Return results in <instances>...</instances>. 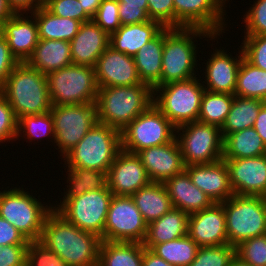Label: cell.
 Here are the masks:
<instances>
[{
    "instance_id": "47",
    "label": "cell",
    "mask_w": 266,
    "mask_h": 266,
    "mask_svg": "<svg viewBox=\"0 0 266 266\" xmlns=\"http://www.w3.org/2000/svg\"><path fill=\"white\" fill-rule=\"evenodd\" d=\"M244 17L246 35H266V0H257Z\"/></svg>"
},
{
    "instance_id": "3",
    "label": "cell",
    "mask_w": 266,
    "mask_h": 266,
    "mask_svg": "<svg viewBox=\"0 0 266 266\" xmlns=\"http://www.w3.org/2000/svg\"><path fill=\"white\" fill-rule=\"evenodd\" d=\"M153 88L148 84L98 89L97 122L120 132L153 104Z\"/></svg>"
},
{
    "instance_id": "46",
    "label": "cell",
    "mask_w": 266,
    "mask_h": 266,
    "mask_svg": "<svg viewBox=\"0 0 266 266\" xmlns=\"http://www.w3.org/2000/svg\"><path fill=\"white\" fill-rule=\"evenodd\" d=\"M44 6L59 17L76 19L81 23L92 20L78 0H45Z\"/></svg>"
},
{
    "instance_id": "40",
    "label": "cell",
    "mask_w": 266,
    "mask_h": 266,
    "mask_svg": "<svg viewBox=\"0 0 266 266\" xmlns=\"http://www.w3.org/2000/svg\"><path fill=\"white\" fill-rule=\"evenodd\" d=\"M17 129H18V134L17 137L19 136V133L21 134L20 131L23 129V133L25 132V135L27 138H32L35 137H42L45 135H51L54 138V125H53V118L51 112H47L44 114H39V115H26L18 119L17 123Z\"/></svg>"
},
{
    "instance_id": "9",
    "label": "cell",
    "mask_w": 266,
    "mask_h": 266,
    "mask_svg": "<svg viewBox=\"0 0 266 266\" xmlns=\"http://www.w3.org/2000/svg\"><path fill=\"white\" fill-rule=\"evenodd\" d=\"M46 207L20 188L0 192V217L11 223L28 241L40 240L45 220L54 209Z\"/></svg>"
},
{
    "instance_id": "56",
    "label": "cell",
    "mask_w": 266,
    "mask_h": 266,
    "mask_svg": "<svg viewBox=\"0 0 266 266\" xmlns=\"http://www.w3.org/2000/svg\"><path fill=\"white\" fill-rule=\"evenodd\" d=\"M85 13L92 19L96 14L101 0H78Z\"/></svg>"
},
{
    "instance_id": "45",
    "label": "cell",
    "mask_w": 266,
    "mask_h": 266,
    "mask_svg": "<svg viewBox=\"0 0 266 266\" xmlns=\"http://www.w3.org/2000/svg\"><path fill=\"white\" fill-rule=\"evenodd\" d=\"M118 0H101L100 6L92 20L109 35L122 25L118 14Z\"/></svg>"
},
{
    "instance_id": "54",
    "label": "cell",
    "mask_w": 266,
    "mask_h": 266,
    "mask_svg": "<svg viewBox=\"0 0 266 266\" xmlns=\"http://www.w3.org/2000/svg\"><path fill=\"white\" fill-rule=\"evenodd\" d=\"M253 128L261 136L264 144L266 145V103L261 107Z\"/></svg>"
},
{
    "instance_id": "18",
    "label": "cell",
    "mask_w": 266,
    "mask_h": 266,
    "mask_svg": "<svg viewBox=\"0 0 266 266\" xmlns=\"http://www.w3.org/2000/svg\"><path fill=\"white\" fill-rule=\"evenodd\" d=\"M94 68L98 88L146 84L139 78L134 57L110 46L100 55Z\"/></svg>"
},
{
    "instance_id": "23",
    "label": "cell",
    "mask_w": 266,
    "mask_h": 266,
    "mask_svg": "<svg viewBox=\"0 0 266 266\" xmlns=\"http://www.w3.org/2000/svg\"><path fill=\"white\" fill-rule=\"evenodd\" d=\"M26 18L23 14H14L0 27V34L19 62L28 60L39 41L36 21Z\"/></svg>"
},
{
    "instance_id": "33",
    "label": "cell",
    "mask_w": 266,
    "mask_h": 266,
    "mask_svg": "<svg viewBox=\"0 0 266 266\" xmlns=\"http://www.w3.org/2000/svg\"><path fill=\"white\" fill-rule=\"evenodd\" d=\"M143 243L102 241L98 266H143Z\"/></svg>"
},
{
    "instance_id": "27",
    "label": "cell",
    "mask_w": 266,
    "mask_h": 266,
    "mask_svg": "<svg viewBox=\"0 0 266 266\" xmlns=\"http://www.w3.org/2000/svg\"><path fill=\"white\" fill-rule=\"evenodd\" d=\"M26 63L44 75L73 64L70 42L63 40L39 39Z\"/></svg>"
},
{
    "instance_id": "39",
    "label": "cell",
    "mask_w": 266,
    "mask_h": 266,
    "mask_svg": "<svg viewBox=\"0 0 266 266\" xmlns=\"http://www.w3.org/2000/svg\"><path fill=\"white\" fill-rule=\"evenodd\" d=\"M236 256V247L226 244L199 247L195 259L189 266H229Z\"/></svg>"
},
{
    "instance_id": "38",
    "label": "cell",
    "mask_w": 266,
    "mask_h": 266,
    "mask_svg": "<svg viewBox=\"0 0 266 266\" xmlns=\"http://www.w3.org/2000/svg\"><path fill=\"white\" fill-rule=\"evenodd\" d=\"M70 181L65 197H76L87 191H95L107 186V173L80 167H68ZM71 187V188H70Z\"/></svg>"
},
{
    "instance_id": "28",
    "label": "cell",
    "mask_w": 266,
    "mask_h": 266,
    "mask_svg": "<svg viewBox=\"0 0 266 266\" xmlns=\"http://www.w3.org/2000/svg\"><path fill=\"white\" fill-rule=\"evenodd\" d=\"M188 221L189 214L173 207L159 219L148 223L143 246L151 249L154 245L186 236Z\"/></svg>"
},
{
    "instance_id": "37",
    "label": "cell",
    "mask_w": 266,
    "mask_h": 266,
    "mask_svg": "<svg viewBox=\"0 0 266 266\" xmlns=\"http://www.w3.org/2000/svg\"><path fill=\"white\" fill-rule=\"evenodd\" d=\"M234 96L205 90L201 99L198 121L221 128L230 112Z\"/></svg>"
},
{
    "instance_id": "6",
    "label": "cell",
    "mask_w": 266,
    "mask_h": 266,
    "mask_svg": "<svg viewBox=\"0 0 266 266\" xmlns=\"http://www.w3.org/2000/svg\"><path fill=\"white\" fill-rule=\"evenodd\" d=\"M228 244L236 247L241 242L266 234V198L236 195L222 202Z\"/></svg>"
},
{
    "instance_id": "25",
    "label": "cell",
    "mask_w": 266,
    "mask_h": 266,
    "mask_svg": "<svg viewBox=\"0 0 266 266\" xmlns=\"http://www.w3.org/2000/svg\"><path fill=\"white\" fill-rule=\"evenodd\" d=\"M163 184L173 207L189 215L204 210L213 204L211 199L192 183L185 170Z\"/></svg>"
},
{
    "instance_id": "2",
    "label": "cell",
    "mask_w": 266,
    "mask_h": 266,
    "mask_svg": "<svg viewBox=\"0 0 266 266\" xmlns=\"http://www.w3.org/2000/svg\"><path fill=\"white\" fill-rule=\"evenodd\" d=\"M0 93L9 102L17 120L26 115L47 113L53 106L47 75L26 62H20L12 70Z\"/></svg>"
},
{
    "instance_id": "14",
    "label": "cell",
    "mask_w": 266,
    "mask_h": 266,
    "mask_svg": "<svg viewBox=\"0 0 266 266\" xmlns=\"http://www.w3.org/2000/svg\"><path fill=\"white\" fill-rule=\"evenodd\" d=\"M147 226L131 196L113 195L105 221L103 241L143 243Z\"/></svg>"
},
{
    "instance_id": "49",
    "label": "cell",
    "mask_w": 266,
    "mask_h": 266,
    "mask_svg": "<svg viewBox=\"0 0 266 266\" xmlns=\"http://www.w3.org/2000/svg\"><path fill=\"white\" fill-rule=\"evenodd\" d=\"M148 15L163 27L174 28L173 0H148Z\"/></svg>"
},
{
    "instance_id": "10",
    "label": "cell",
    "mask_w": 266,
    "mask_h": 266,
    "mask_svg": "<svg viewBox=\"0 0 266 266\" xmlns=\"http://www.w3.org/2000/svg\"><path fill=\"white\" fill-rule=\"evenodd\" d=\"M113 193L108 186L76 197H63L54 209L79 229L98 235L103 241L105 221Z\"/></svg>"
},
{
    "instance_id": "30",
    "label": "cell",
    "mask_w": 266,
    "mask_h": 266,
    "mask_svg": "<svg viewBox=\"0 0 266 266\" xmlns=\"http://www.w3.org/2000/svg\"><path fill=\"white\" fill-rule=\"evenodd\" d=\"M131 197L147 224L159 219L173 208L163 183L151 182Z\"/></svg>"
},
{
    "instance_id": "41",
    "label": "cell",
    "mask_w": 266,
    "mask_h": 266,
    "mask_svg": "<svg viewBox=\"0 0 266 266\" xmlns=\"http://www.w3.org/2000/svg\"><path fill=\"white\" fill-rule=\"evenodd\" d=\"M236 256L251 266H266V234L241 242Z\"/></svg>"
},
{
    "instance_id": "22",
    "label": "cell",
    "mask_w": 266,
    "mask_h": 266,
    "mask_svg": "<svg viewBox=\"0 0 266 266\" xmlns=\"http://www.w3.org/2000/svg\"><path fill=\"white\" fill-rule=\"evenodd\" d=\"M109 41L110 35L93 20L81 23L70 41L73 64L95 67L100 55L109 47Z\"/></svg>"
},
{
    "instance_id": "11",
    "label": "cell",
    "mask_w": 266,
    "mask_h": 266,
    "mask_svg": "<svg viewBox=\"0 0 266 266\" xmlns=\"http://www.w3.org/2000/svg\"><path fill=\"white\" fill-rule=\"evenodd\" d=\"M176 127L152 104L121 131V149L137 153L176 138Z\"/></svg>"
},
{
    "instance_id": "24",
    "label": "cell",
    "mask_w": 266,
    "mask_h": 266,
    "mask_svg": "<svg viewBox=\"0 0 266 266\" xmlns=\"http://www.w3.org/2000/svg\"><path fill=\"white\" fill-rule=\"evenodd\" d=\"M207 61L206 82L207 88L205 90L215 93H226L234 95L237 81V72L244 58L243 50L238 59L230 57L224 50H215Z\"/></svg>"
},
{
    "instance_id": "34",
    "label": "cell",
    "mask_w": 266,
    "mask_h": 266,
    "mask_svg": "<svg viewBox=\"0 0 266 266\" xmlns=\"http://www.w3.org/2000/svg\"><path fill=\"white\" fill-rule=\"evenodd\" d=\"M265 103L261 99L234 96L230 112L221 127L223 139L228 134L253 127L258 113Z\"/></svg>"
},
{
    "instance_id": "16",
    "label": "cell",
    "mask_w": 266,
    "mask_h": 266,
    "mask_svg": "<svg viewBox=\"0 0 266 266\" xmlns=\"http://www.w3.org/2000/svg\"><path fill=\"white\" fill-rule=\"evenodd\" d=\"M151 180L135 153L121 149L107 172V186L116 196H132Z\"/></svg>"
},
{
    "instance_id": "32",
    "label": "cell",
    "mask_w": 266,
    "mask_h": 266,
    "mask_svg": "<svg viewBox=\"0 0 266 266\" xmlns=\"http://www.w3.org/2000/svg\"><path fill=\"white\" fill-rule=\"evenodd\" d=\"M265 154L266 145L253 127L228 134L223 140L222 159L259 157Z\"/></svg>"
},
{
    "instance_id": "4",
    "label": "cell",
    "mask_w": 266,
    "mask_h": 266,
    "mask_svg": "<svg viewBox=\"0 0 266 266\" xmlns=\"http://www.w3.org/2000/svg\"><path fill=\"white\" fill-rule=\"evenodd\" d=\"M206 36L214 39L209 31L196 27H165V39L162 55L161 79L153 86L158 87L172 82L194 78L196 66V46L193 38ZM209 35V36H208Z\"/></svg>"
},
{
    "instance_id": "7",
    "label": "cell",
    "mask_w": 266,
    "mask_h": 266,
    "mask_svg": "<svg viewBox=\"0 0 266 266\" xmlns=\"http://www.w3.org/2000/svg\"><path fill=\"white\" fill-rule=\"evenodd\" d=\"M196 77L172 82L153 88V104L177 128L187 123L198 121L201 99L205 92ZM162 92H160V91ZM158 91V92H157ZM156 92V93H155Z\"/></svg>"
},
{
    "instance_id": "31",
    "label": "cell",
    "mask_w": 266,
    "mask_h": 266,
    "mask_svg": "<svg viewBox=\"0 0 266 266\" xmlns=\"http://www.w3.org/2000/svg\"><path fill=\"white\" fill-rule=\"evenodd\" d=\"M38 27L39 39L71 41L81 22L52 14L44 5L32 13Z\"/></svg>"
},
{
    "instance_id": "36",
    "label": "cell",
    "mask_w": 266,
    "mask_h": 266,
    "mask_svg": "<svg viewBox=\"0 0 266 266\" xmlns=\"http://www.w3.org/2000/svg\"><path fill=\"white\" fill-rule=\"evenodd\" d=\"M199 246L188 236L154 245L150 250L174 266H189L197 255Z\"/></svg>"
},
{
    "instance_id": "42",
    "label": "cell",
    "mask_w": 266,
    "mask_h": 266,
    "mask_svg": "<svg viewBox=\"0 0 266 266\" xmlns=\"http://www.w3.org/2000/svg\"><path fill=\"white\" fill-rule=\"evenodd\" d=\"M26 266H68L66 262L39 240L29 241Z\"/></svg>"
},
{
    "instance_id": "1",
    "label": "cell",
    "mask_w": 266,
    "mask_h": 266,
    "mask_svg": "<svg viewBox=\"0 0 266 266\" xmlns=\"http://www.w3.org/2000/svg\"><path fill=\"white\" fill-rule=\"evenodd\" d=\"M68 266H98L101 238L79 229L53 209L47 216L39 240Z\"/></svg>"
},
{
    "instance_id": "48",
    "label": "cell",
    "mask_w": 266,
    "mask_h": 266,
    "mask_svg": "<svg viewBox=\"0 0 266 266\" xmlns=\"http://www.w3.org/2000/svg\"><path fill=\"white\" fill-rule=\"evenodd\" d=\"M18 120L6 98L0 93V142L17 137Z\"/></svg>"
},
{
    "instance_id": "50",
    "label": "cell",
    "mask_w": 266,
    "mask_h": 266,
    "mask_svg": "<svg viewBox=\"0 0 266 266\" xmlns=\"http://www.w3.org/2000/svg\"><path fill=\"white\" fill-rule=\"evenodd\" d=\"M28 245L0 246V266H26Z\"/></svg>"
},
{
    "instance_id": "17",
    "label": "cell",
    "mask_w": 266,
    "mask_h": 266,
    "mask_svg": "<svg viewBox=\"0 0 266 266\" xmlns=\"http://www.w3.org/2000/svg\"><path fill=\"white\" fill-rule=\"evenodd\" d=\"M223 160L229 169L230 185L234 194L266 198V154Z\"/></svg>"
},
{
    "instance_id": "20",
    "label": "cell",
    "mask_w": 266,
    "mask_h": 266,
    "mask_svg": "<svg viewBox=\"0 0 266 266\" xmlns=\"http://www.w3.org/2000/svg\"><path fill=\"white\" fill-rule=\"evenodd\" d=\"M136 155L145 167L151 182L164 183L185 170L176 138L169 143L138 151Z\"/></svg>"
},
{
    "instance_id": "52",
    "label": "cell",
    "mask_w": 266,
    "mask_h": 266,
    "mask_svg": "<svg viewBox=\"0 0 266 266\" xmlns=\"http://www.w3.org/2000/svg\"><path fill=\"white\" fill-rule=\"evenodd\" d=\"M29 241L7 220L0 217V246L28 245Z\"/></svg>"
},
{
    "instance_id": "13",
    "label": "cell",
    "mask_w": 266,
    "mask_h": 266,
    "mask_svg": "<svg viewBox=\"0 0 266 266\" xmlns=\"http://www.w3.org/2000/svg\"><path fill=\"white\" fill-rule=\"evenodd\" d=\"M54 141L63 157L97 122L96 102L52 106Z\"/></svg>"
},
{
    "instance_id": "51",
    "label": "cell",
    "mask_w": 266,
    "mask_h": 266,
    "mask_svg": "<svg viewBox=\"0 0 266 266\" xmlns=\"http://www.w3.org/2000/svg\"><path fill=\"white\" fill-rule=\"evenodd\" d=\"M20 62L11 53L7 40L0 34V89L5 84L9 74Z\"/></svg>"
},
{
    "instance_id": "21",
    "label": "cell",
    "mask_w": 266,
    "mask_h": 266,
    "mask_svg": "<svg viewBox=\"0 0 266 266\" xmlns=\"http://www.w3.org/2000/svg\"><path fill=\"white\" fill-rule=\"evenodd\" d=\"M192 183L213 203H222L234 195L230 185L229 169L225 160L212 164L185 166Z\"/></svg>"
},
{
    "instance_id": "15",
    "label": "cell",
    "mask_w": 266,
    "mask_h": 266,
    "mask_svg": "<svg viewBox=\"0 0 266 266\" xmlns=\"http://www.w3.org/2000/svg\"><path fill=\"white\" fill-rule=\"evenodd\" d=\"M226 0H173L174 28L196 27L220 35ZM224 3V4H223ZM221 31V32H220Z\"/></svg>"
},
{
    "instance_id": "55",
    "label": "cell",
    "mask_w": 266,
    "mask_h": 266,
    "mask_svg": "<svg viewBox=\"0 0 266 266\" xmlns=\"http://www.w3.org/2000/svg\"><path fill=\"white\" fill-rule=\"evenodd\" d=\"M143 266H174L167 263L164 259L154 254L150 249L144 248Z\"/></svg>"
},
{
    "instance_id": "58",
    "label": "cell",
    "mask_w": 266,
    "mask_h": 266,
    "mask_svg": "<svg viewBox=\"0 0 266 266\" xmlns=\"http://www.w3.org/2000/svg\"><path fill=\"white\" fill-rule=\"evenodd\" d=\"M229 266H251L250 264L242 261L239 257L235 256Z\"/></svg>"
},
{
    "instance_id": "12",
    "label": "cell",
    "mask_w": 266,
    "mask_h": 266,
    "mask_svg": "<svg viewBox=\"0 0 266 266\" xmlns=\"http://www.w3.org/2000/svg\"><path fill=\"white\" fill-rule=\"evenodd\" d=\"M182 135L176 138L185 166L212 164L223 157L221 128L194 121L176 128ZM185 130V131H184Z\"/></svg>"
},
{
    "instance_id": "29",
    "label": "cell",
    "mask_w": 266,
    "mask_h": 266,
    "mask_svg": "<svg viewBox=\"0 0 266 266\" xmlns=\"http://www.w3.org/2000/svg\"><path fill=\"white\" fill-rule=\"evenodd\" d=\"M164 39L165 27L134 56L139 78L151 87L161 79Z\"/></svg>"
},
{
    "instance_id": "53",
    "label": "cell",
    "mask_w": 266,
    "mask_h": 266,
    "mask_svg": "<svg viewBox=\"0 0 266 266\" xmlns=\"http://www.w3.org/2000/svg\"><path fill=\"white\" fill-rule=\"evenodd\" d=\"M7 1L8 5L14 11L15 14H19V12L21 14L22 13L24 14L27 10L30 11L31 9H33L31 11L34 12L45 4V0H7Z\"/></svg>"
},
{
    "instance_id": "26",
    "label": "cell",
    "mask_w": 266,
    "mask_h": 266,
    "mask_svg": "<svg viewBox=\"0 0 266 266\" xmlns=\"http://www.w3.org/2000/svg\"><path fill=\"white\" fill-rule=\"evenodd\" d=\"M164 27L150 20L130 25H121L110 34L109 46L115 51L134 57L140 48L154 38Z\"/></svg>"
},
{
    "instance_id": "35",
    "label": "cell",
    "mask_w": 266,
    "mask_h": 266,
    "mask_svg": "<svg viewBox=\"0 0 266 266\" xmlns=\"http://www.w3.org/2000/svg\"><path fill=\"white\" fill-rule=\"evenodd\" d=\"M234 95L266 102V71L253 66L243 58L237 72Z\"/></svg>"
},
{
    "instance_id": "5",
    "label": "cell",
    "mask_w": 266,
    "mask_h": 266,
    "mask_svg": "<svg viewBox=\"0 0 266 266\" xmlns=\"http://www.w3.org/2000/svg\"><path fill=\"white\" fill-rule=\"evenodd\" d=\"M121 150V132L106 124H96L64 157L68 167L108 172Z\"/></svg>"
},
{
    "instance_id": "8",
    "label": "cell",
    "mask_w": 266,
    "mask_h": 266,
    "mask_svg": "<svg viewBox=\"0 0 266 266\" xmlns=\"http://www.w3.org/2000/svg\"><path fill=\"white\" fill-rule=\"evenodd\" d=\"M48 89L53 106L96 102L98 85L95 68L70 65L47 75Z\"/></svg>"
},
{
    "instance_id": "44",
    "label": "cell",
    "mask_w": 266,
    "mask_h": 266,
    "mask_svg": "<svg viewBox=\"0 0 266 266\" xmlns=\"http://www.w3.org/2000/svg\"><path fill=\"white\" fill-rule=\"evenodd\" d=\"M242 43L244 58L253 66L266 71V35H245Z\"/></svg>"
},
{
    "instance_id": "19",
    "label": "cell",
    "mask_w": 266,
    "mask_h": 266,
    "mask_svg": "<svg viewBox=\"0 0 266 266\" xmlns=\"http://www.w3.org/2000/svg\"><path fill=\"white\" fill-rule=\"evenodd\" d=\"M199 247L228 244L225 213L222 203L189 215L188 234Z\"/></svg>"
},
{
    "instance_id": "57",
    "label": "cell",
    "mask_w": 266,
    "mask_h": 266,
    "mask_svg": "<svg viewBox=\"0 0 266 266\" xmlns=\"http://www.w3.org/2000/svg\"><path fill=\"white\" fill-rule=\"evenodd\" d=\"M14 11L8 5L7 0H0V27L14 15Z\"/></svg>"
},
{
    "instance_id": "43",
    "label": "cell",
    "mask_w": 266,
    "mask_h": 266,
    "mask_svg": "<svg viewBox=\"0 0 266 266\" xmlns=\"http://www.w3.org/2000/svg\"><path fill=\"white\" fill-rule=\"evenodd\" d=\"M118 14L122 25L150 21L148 0H118Z\"/></svg>"
}]
</instances>
